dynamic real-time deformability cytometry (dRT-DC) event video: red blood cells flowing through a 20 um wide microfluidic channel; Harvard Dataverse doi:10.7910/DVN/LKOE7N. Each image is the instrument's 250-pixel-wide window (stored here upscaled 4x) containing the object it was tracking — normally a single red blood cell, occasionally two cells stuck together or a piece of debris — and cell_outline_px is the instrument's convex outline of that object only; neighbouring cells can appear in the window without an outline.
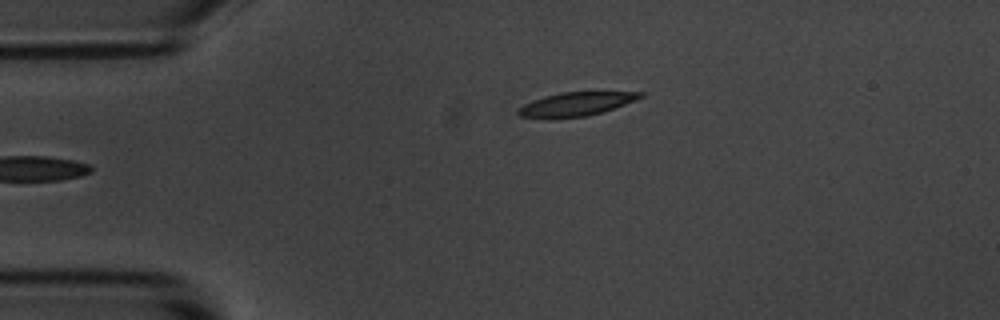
{"species": "common noctule bat (a hibernating species)", "species_latin": "Nyctalus noctula", "temperature_condition": "room temperature", "stored_images_in_passage": 5, "camera_frame_rate_fps": 3000, "um_per_image_px": 0.085, "animal": {"sex": "male", "body_mass_g": 20.1, "forearm_length_mm": 53.5}, "frame": {"image": 1, "passage_image": 5, "time_ms": 5.333, "image_size_px": [1000, 320], "cell_outline_px": [[644, 96], [624, 104], [588, 116], [520, 116], [516, 112], [524, 104], [544, 96], [560, 92], [644, 92]], "centroid_in_image_um": [49.01, 8.8], "position_along_channel_um": 36.0, "area_um2": 15.95}}